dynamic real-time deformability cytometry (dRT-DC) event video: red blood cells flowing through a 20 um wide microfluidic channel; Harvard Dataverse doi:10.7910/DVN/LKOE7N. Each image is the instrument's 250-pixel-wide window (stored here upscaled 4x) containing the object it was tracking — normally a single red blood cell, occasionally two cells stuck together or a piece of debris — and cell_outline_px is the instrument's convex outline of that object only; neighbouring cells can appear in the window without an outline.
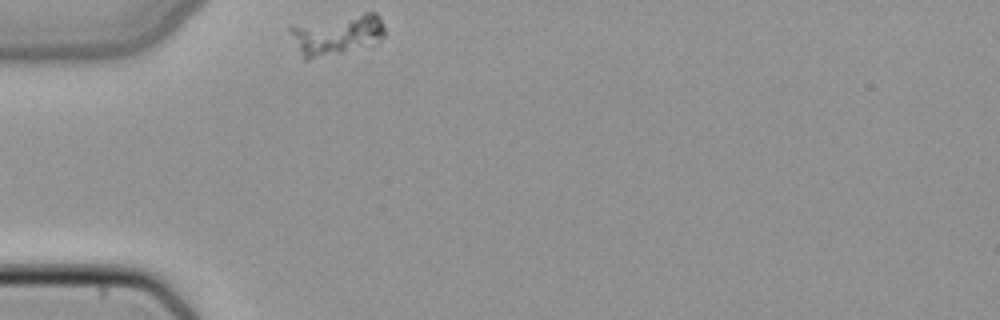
{"species": "common noctule bat (a hibernating species)", "species_latin": "Nyctalus noctula", "temperature_condition": "cold", "stored_images_in_passage": 29, "camera_frame_rate_fps": 3000, "um_per_image_px": 0.085, "animal": {"sex": "female", "body_mass_g": 22.7, "forearm_length_mm": 54.2}, "frame": {"image": 1, "passage_image": 1, "time_ms": 0.0, "image_size_px": [1000, 320], "cell_outline_px": [[384, 36], [376, 44], [308, 60], [304, 60], [288, 28], [292, 24], [364, 12], [376, 12], [380, 16], [384, 28]], "centroid_in_image_um": [28.65, 2.92], "position_along_channel_um": 56.3, "area_um2": 22.48}}
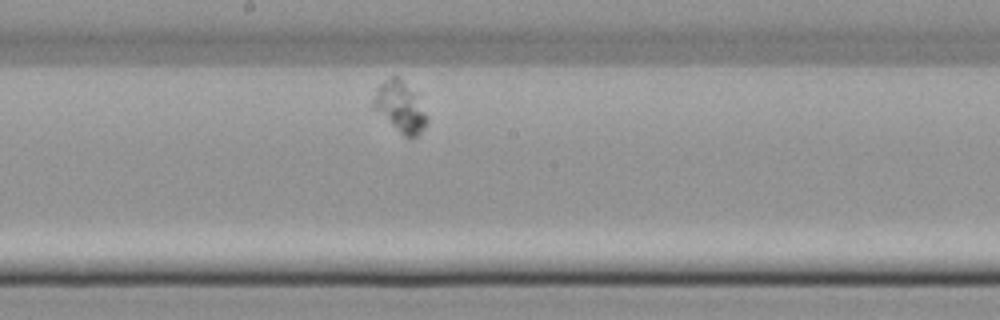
{"frame": {"image": 2, "passage_image": 15, "time_ms": 4.667, "image_size_px": [1000, 320], "cell_outline_px": [[428, 120], [420, 132], [416, 136], [408, 140], [372, 108], [372, 104], [376, 92], [380, 84], [392, 76], [396, 76], [412, 92], [428, 116]], "centroid_in_image_um": [33.98, 9.15], "position_along_channel_um": 214.2, "area_um2": 15.14}}
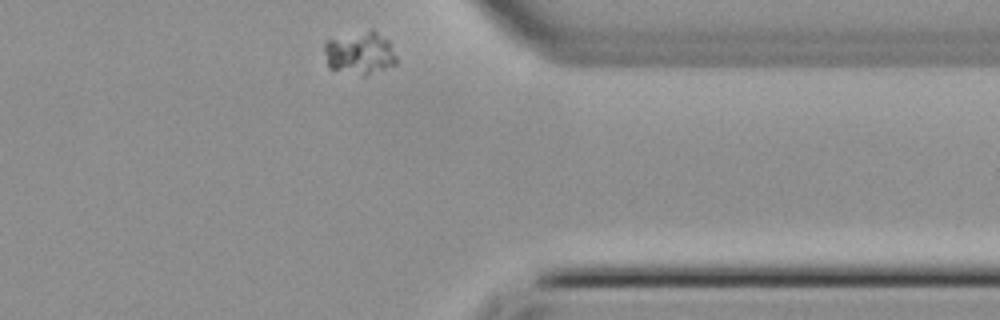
{"frame": {"image": 3, "passage_image": 29, "time_ms": 9.333, "image_size_px": [1000, 320], "cell_outline_px": [[396, 64], [368, 76], [364, 76], [328, 68], [324, 52], [324, 40], [372, 28], [388, 40], [396, 56]], "centroid_in_image_um": [30.57, 4.5], "position_along_channel_um": 380.8, "area_um2": 18.32}}